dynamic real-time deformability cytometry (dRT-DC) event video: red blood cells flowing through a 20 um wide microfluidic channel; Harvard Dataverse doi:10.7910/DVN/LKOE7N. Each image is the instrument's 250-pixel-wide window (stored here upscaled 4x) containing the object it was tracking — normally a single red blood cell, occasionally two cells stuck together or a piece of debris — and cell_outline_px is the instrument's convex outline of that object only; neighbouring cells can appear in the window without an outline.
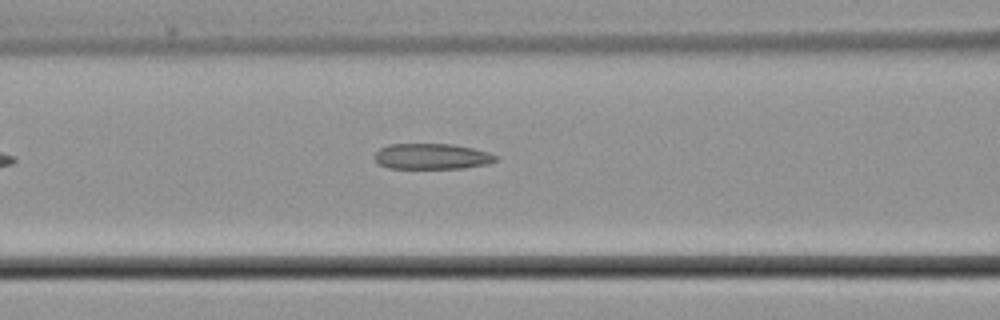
{"species": "common noctule bat (a hibernating species)", "species_latin": "Nyctalus noctula", "temperature_condition": "cold", "stored_images_in_passage": 5, "camera_frame_rate_fps": 3000, "um_per_image_px": 0.085, "animal": {"sex": "male", "body_mass_g": 21.5, "forearm_length_mm": 52.0}, "frame": {"image": 1, "passage_image": 4, "time_ms": 3.667, "image_size_px": [1000, 320], "cell_outline_px": [[500, 156], [496, 160], [488, 164], [464, 168], [388, 168], [380, 164], [372, 156], [380, 148], [388, 144], [452, 144], [472, 148], [488, 152]], "centroid_in_image_um": [36.71, 13.29], "position_along_channel_um": 129.9, "area_um2": 18.21}}